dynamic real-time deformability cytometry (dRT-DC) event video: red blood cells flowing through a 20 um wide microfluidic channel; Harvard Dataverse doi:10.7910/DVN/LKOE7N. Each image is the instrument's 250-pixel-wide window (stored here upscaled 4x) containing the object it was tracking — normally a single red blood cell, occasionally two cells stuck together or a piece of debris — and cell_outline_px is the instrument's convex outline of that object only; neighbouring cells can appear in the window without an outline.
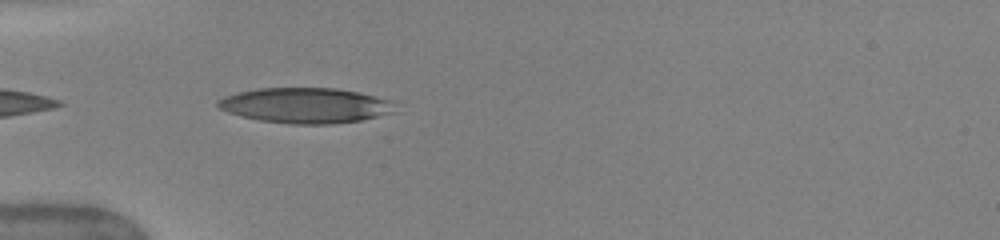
{"species": "human", "species_latin": "Homo sapiens", "temperature_condition": "warm", "stored_images_in_passage": 11, "camera_frame_rate_fps": 3000, "um_per_image_px": 0.085, "donor": {"sex": "female"}, "frame": {"image": 1, "passage_image": 1, "time_ms": 0.0, "image_size_px": [1000, 240], "cell_outline_px": [[396, 112], [360, 120], [332, 124], [292, 124], [260, 120], [240, 116], [228, 112], [220, 108], [216, 104], [216, 100], [224, 96], [236, 92], [260, 88], [336, 88], [360, 92], [376, 96], [388, 100]], "centroid_in_image_um": [25.92, 8.96], "position_along_channel_um": 59.1, "area_um2": 36.41}}